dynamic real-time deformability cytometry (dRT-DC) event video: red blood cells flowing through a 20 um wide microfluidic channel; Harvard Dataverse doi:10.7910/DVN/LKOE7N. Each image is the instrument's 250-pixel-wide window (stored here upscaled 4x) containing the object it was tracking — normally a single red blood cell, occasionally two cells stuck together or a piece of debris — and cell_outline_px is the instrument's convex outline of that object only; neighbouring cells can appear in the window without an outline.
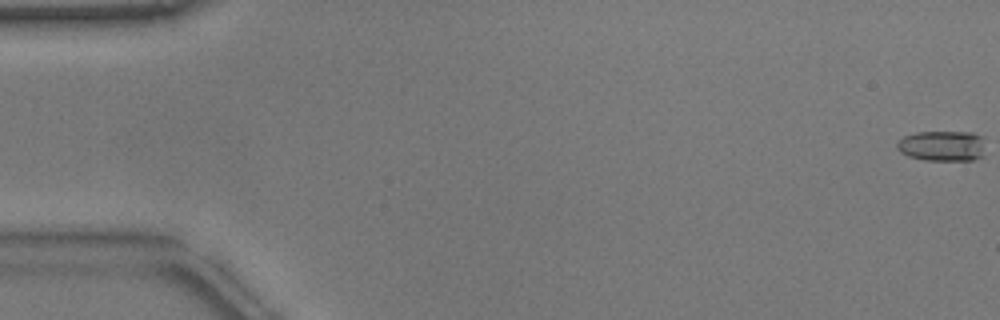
{"species": "common noctule bat (a hibernating species)", "species_latin": "Nyctalus noctula", "temperature_condition": "warm", "stored_images_in_passage": 10, "camera_frame_rate_fps": 3000, "um_per_image_px": 0.085, "animal": {"sex": "male", "body_mass_g": 17.9}, "frame": {"image": 1, "passage_image": 1, "time_ms": 0.0, "image_size_px": [1000, 320], "cell_outline_px": [[984, 156], [972, 160], [924, 160], [908, 156], [900, 152], [896, 148], [896, 144], [904, 136], [916, 132], [972, 132], [984, 136]], "centroid_in_image_um": [80.12, 12.4], "position_along_channel_um": 4.9, "area_um2": 15.95}}